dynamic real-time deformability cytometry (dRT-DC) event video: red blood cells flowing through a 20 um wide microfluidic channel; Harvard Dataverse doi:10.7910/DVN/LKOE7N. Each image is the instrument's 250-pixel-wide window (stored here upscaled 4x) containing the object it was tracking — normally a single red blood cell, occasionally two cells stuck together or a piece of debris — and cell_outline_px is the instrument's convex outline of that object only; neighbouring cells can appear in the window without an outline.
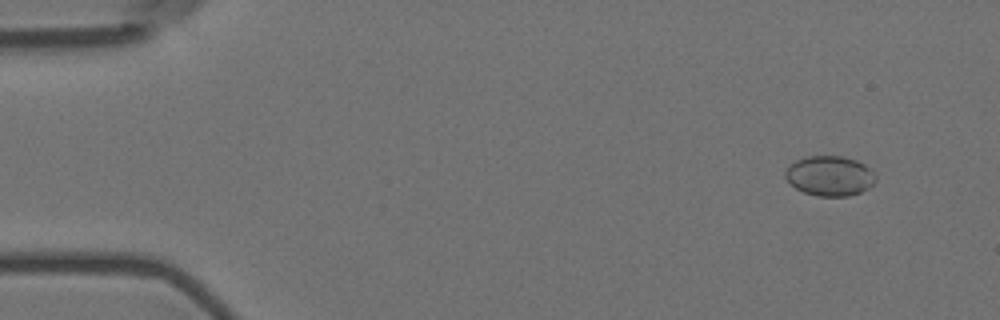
{"species": "Egyptian fruit bat (a non-hibernating species)", "species_latin": "Rousettus aegyptiacus", "temperature_condition": "room temperature", "stored_images_in_passage": 30, "camera_frame_rate_fps": 3000, "um_per_image_px": 0.085, "animal": {"sex": "female"}, "frame": {"image": 1, "passage_image": 2, "time_ms": 0.333, "image_size_px": [1000, 320], "cell_outline_px": [[876, 180], [868, 188], [860, 192], [848, 196], [816, 196], [804, 192], [796, 188], [784, 176], [784, 172], [796, 160], [808, 156], [844, 156], [856, 160], [864, 164], [876, 176]], "centroid_in_image_um": [70.53, 14.95], "position_along_channel_um": 14.5, "area_um2": 20.87}}
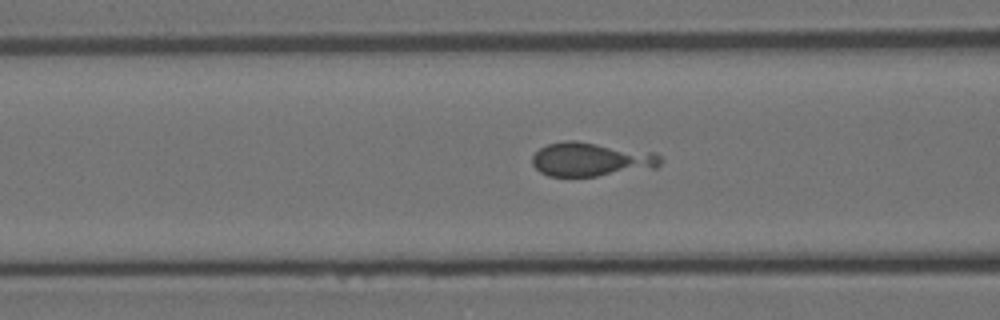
{"frame": {"image": 2, "passage_image": 20, "time_ms": 6.333, "image_size_px": [1000, 320], "cell_outline_px": [[664, 160], [656, 168], [596, 176], [548, 176], [540, 172], [532, 164], [532, 156], [540, 148], [548, 144], [564, 140], [576, 140], [656, 152]], "centroid_in_image_um": [50.27, 13.54], "position_along_channel_um": 116.3, "area_um2": 25.66}}
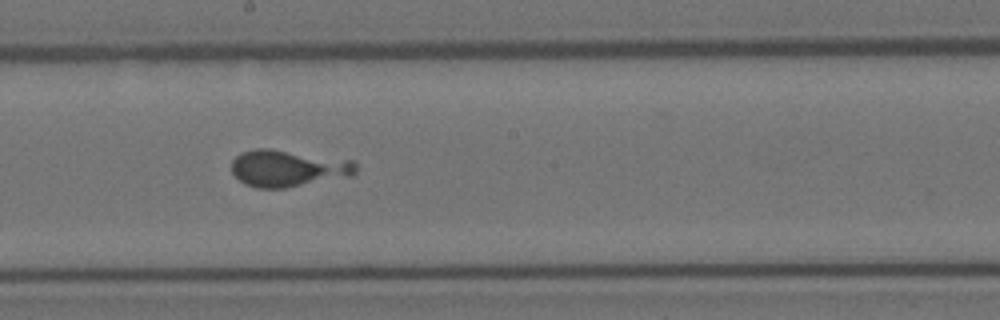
{"frame": {"image": 3, "passage_image": 29, "time_ms": 9.333, "image_size_px": [1000, 320], "cell_outline_px": [[356, 172], [352, 176], [284, 188], [256, 188], [244, 184], [232, 172], [232, 160], [240, 152], [256, 148], [268, 148], [356, 160]], "centroid_in_image_um": [24.49, 14.29], "position_along_channel_um": 223.7, "area_um2": 26.93}}